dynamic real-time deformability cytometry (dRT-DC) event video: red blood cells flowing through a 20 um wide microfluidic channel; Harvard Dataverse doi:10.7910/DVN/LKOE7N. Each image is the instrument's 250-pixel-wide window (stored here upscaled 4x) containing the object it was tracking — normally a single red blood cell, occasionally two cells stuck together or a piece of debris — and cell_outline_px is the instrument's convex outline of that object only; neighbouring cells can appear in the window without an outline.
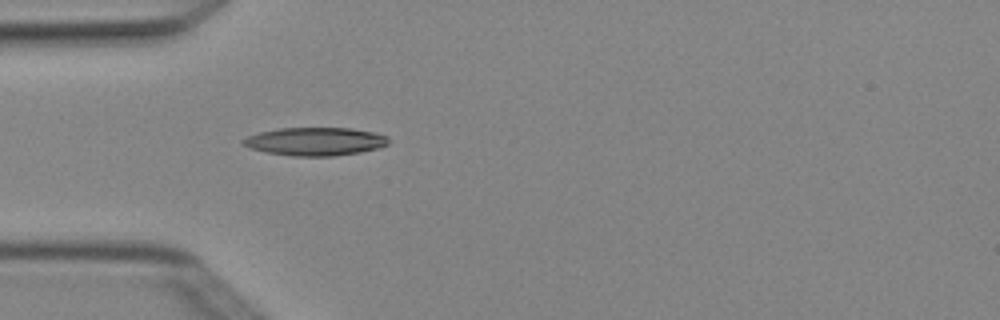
{"species": "Egyptian fruit bat (a non-hibernating species)", "species_latin": "Rousettus aegyptiacus", "temperature_condition": "cold", "stored_images_in_passage": 4, "camera_frame_rate_fps": 3000, "um_per_image_px": 0.085, "animal": {"sex": "female"}, "frame": {"image": 1, "passage_image": 4, "time_ms": 1.0, "image_size_px": [1000, 320], "cell_outline_px": [[388, 144], [376, 148], [360, 152], [336, 156], [292, 156], [264, 152], [240, 144], [240, 140], [248, 136], [260, 132], [280, 128], [352, 128], [372, 132], [388, 136]], "centroid_in_image_um": [26.76, 12.03], "position_along_channel_um": 58.2, "area_um2": 23.87}}